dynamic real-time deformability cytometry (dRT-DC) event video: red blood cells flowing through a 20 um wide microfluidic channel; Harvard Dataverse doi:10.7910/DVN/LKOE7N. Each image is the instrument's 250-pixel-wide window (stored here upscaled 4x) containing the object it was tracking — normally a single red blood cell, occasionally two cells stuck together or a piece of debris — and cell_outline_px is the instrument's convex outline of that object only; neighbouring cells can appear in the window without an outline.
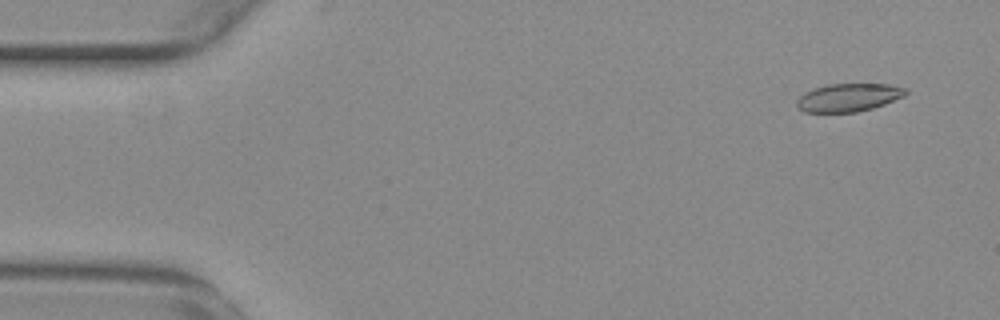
{"species": "common noctule bat (a hibernating species)", "species_latin": "Nyctalus noctula", "temperature_condition": "warm", "stored_images_in_passage": 29, "camera_frame_rate_fps": 3000, "um_per_image_px": 0.085, "animal": {"sex": "female", "body_mass_g": 29.2, "forearm_length_mm": 56.3}, "frame": {"image": 1, "passage_image": 4, "time_ms": 1.0, "image_size_px": [1000, 320], "cell_outline_px": [[908, 92], [904, 96], [884, 104], [872, 108], [856, 112], [804, 112], [796, 104], [796, 100], [804, 92], [828, 84], [888, 84], [908, 88]], "centroid_in_image_um": [72.14, 8.28], "position_along_channel_um": 12.9, "area_um2": 17.74}}
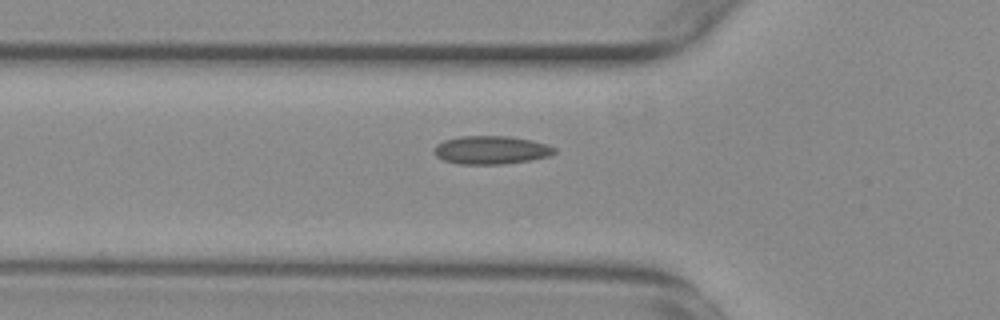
{"frame": {"image": 2, "passage_image": 19, "time_ms": 6.0, "image_size_px": [1000, 320], "cell_outline_px": [[556, 152], [548, 156], [528, 160], [504, 164], [460, 164], [444, 160], [436, 156], [432, 152], [432, 148], [436, 144], [444, 140], [460, 136], [508, 136], [532, 140], [556, 148]], "centroid_in_image_um": [41.68, 12.74], "position_along_channel_um": 84.1, "area_um2": 19.83}}
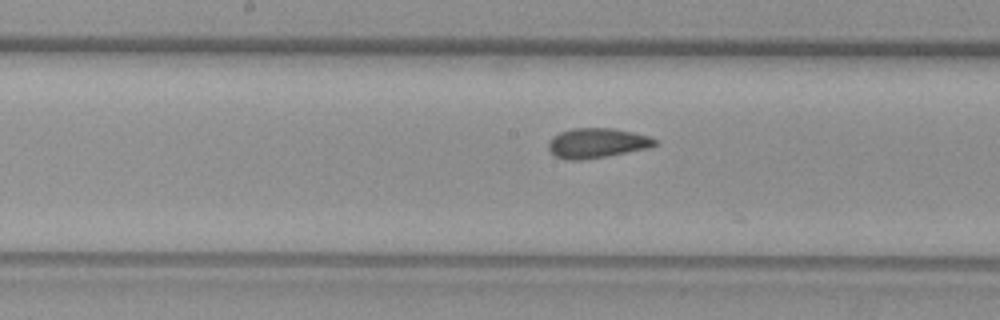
{"frame": {"image": 3, "passage_image": 28, "time_ms": 9.0, "image_size_px": [1000, 320], "cell_outline_px": [[656, 144], [648, 148], [604, 156], [580, 160], [568, 160], [556, 156], [548, 148], [548, 140], [552, 136], [560, 132], [572, 128], [612, 128], [632, 132], [648, 136], [656, 140]], "centroid_in_image_um": [50.69, 12.15], "position_along_channel_um": 197.5, "area_um2": 18.26}}